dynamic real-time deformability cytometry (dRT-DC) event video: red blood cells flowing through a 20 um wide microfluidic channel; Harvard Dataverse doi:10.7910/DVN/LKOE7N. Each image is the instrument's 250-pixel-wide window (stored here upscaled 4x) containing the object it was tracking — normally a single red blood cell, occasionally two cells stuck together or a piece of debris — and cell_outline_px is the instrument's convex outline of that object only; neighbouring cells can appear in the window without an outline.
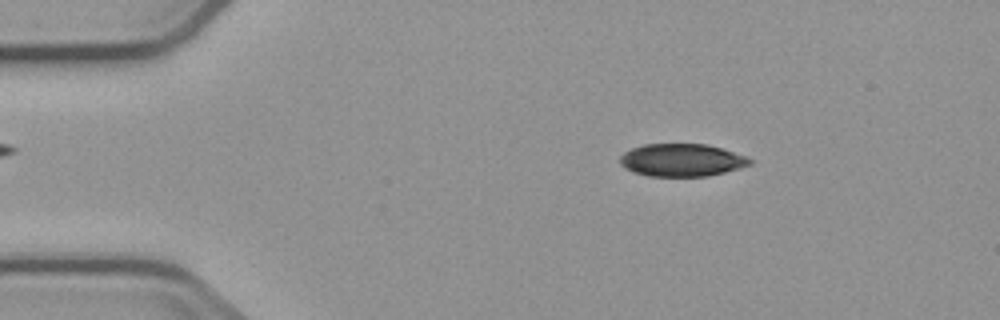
{"species": "common noctule bat (a hibernating species)", "species_latin": "Nyctalus noctula", "temperature_condition": "cold", "stored_images_in_passage": 4, "camera_frame_rate_fps": 3000, "um_per_image_px": 0.085, "animal": {"sex": "male", "body_mass_g": 23.1, "forearm_length_mm": 52.7}, "frame": {"image": 1, "passage_image": 2, "time_ms": 1.0, "image_size_px": [1000, 320], "cell_outline_px": [[752, 164], [740, 168], [708, 176], [648, 176], [632, 172], [624, 168], [620, 164], [620, 156], [624, 152], [632, 148], [644, 144], [708, 144], [744, 156], [752, 160]], "centroid_in_image_um": [57.91, 13.61], "position_along_channel_um": 27.1, "area_um2": 24.68}}